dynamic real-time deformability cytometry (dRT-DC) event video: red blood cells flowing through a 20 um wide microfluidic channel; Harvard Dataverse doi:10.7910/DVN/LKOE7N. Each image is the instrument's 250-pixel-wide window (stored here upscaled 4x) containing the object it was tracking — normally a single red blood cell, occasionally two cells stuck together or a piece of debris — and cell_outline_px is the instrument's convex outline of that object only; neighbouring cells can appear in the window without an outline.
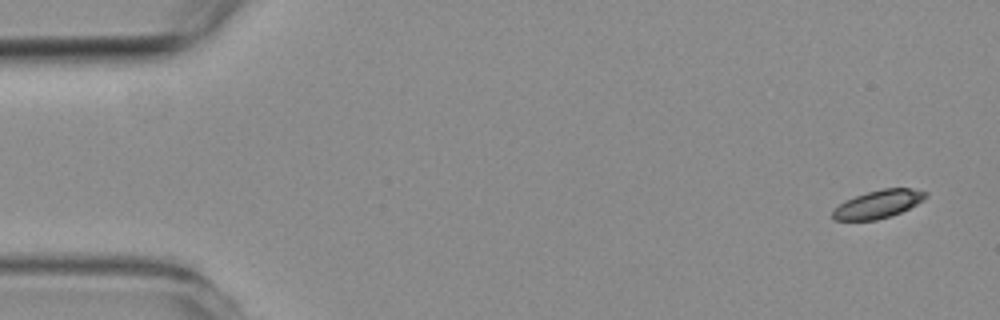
{"species": "common noctule bat (a hibernating species)", "species_latin": "Nyctalus noctula", "temperature_condition": "room temperature", "stored_images_in_passage": 5, "camera_frame_rate_fps": 3000, "um_per_image_px": 0.085, "animal": {"sex": "female", "body_mass_g": 19.3, "forearm_length_mm": 54.1}, "frame": {"image": 1, "passage_image": 1, "time_ms": 0.0, "image_size_px": [1000, 320], "cell_outline_px": [[928, 196], [924, 200], [892, 216], [876, 220], [836, 220], [832, 216], [832, 212], [840, 204], [856, 196], [868, 192], [884, 188], [912, 188], [928, 192]], "centroid_in_image_um": [74.7, 17.35], "position_along_channel_um": 10.3, "area_um2": 14.97}}
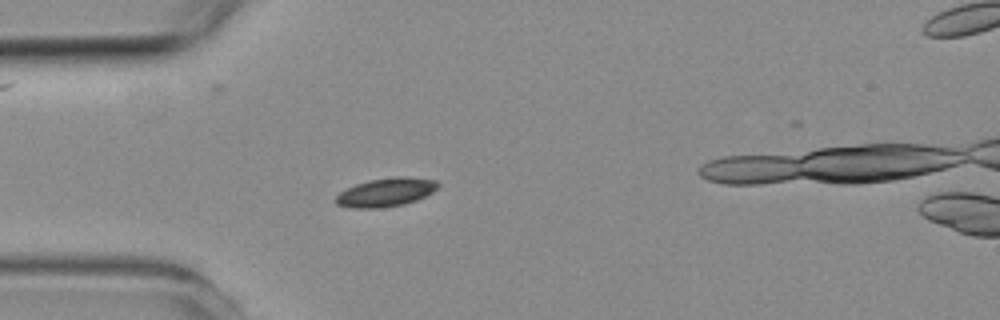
{"frame": {"image": 2, "passage_image": 4, "time_ms": 4.333, "image_size_px": [1000, 320], "cell_outline_px": [[440, 184], [432, 192], [416, 200], [404, 204], [380, 208], [352, 208], [336, 204], [336, 196], [340, 192], [356, 184], [368, 180], [396, 176], [408, 176], [436, 180]], "centroid_in_image_um": [32.81, 16.33], "position_along_channel_um": 52.2, "area_um2": 16.99}}